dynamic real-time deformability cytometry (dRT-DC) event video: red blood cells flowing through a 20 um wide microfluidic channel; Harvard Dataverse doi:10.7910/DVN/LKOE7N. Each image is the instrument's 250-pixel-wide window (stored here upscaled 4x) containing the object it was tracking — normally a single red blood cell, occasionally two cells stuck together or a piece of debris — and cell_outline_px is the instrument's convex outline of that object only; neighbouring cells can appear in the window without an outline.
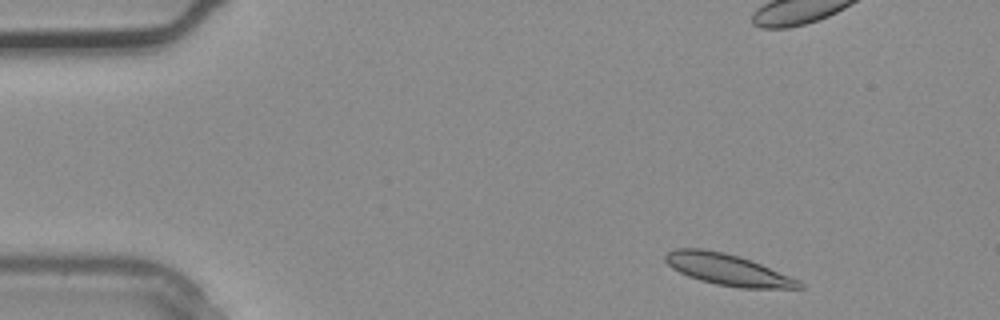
{"species": "common noctule bat (a hibernating species)", "species_latin": "Nyctalus noctula", "temperature_condition": "warm", "stored_images_in_passage": 3, "camera_frame_rate_fps": 3000, "um_per_image_px": 0.085, "animal": {"sex": "male", "body_mass_g": 20.4}, "frame": {"image": 1, "passage_image": 1, "time_ms": 0.0, "image_size_px": [1000, 320], "cell_outline_px": [[804, 288], [740, 288], [716, 284], [700, 280], [688, 276], [672, 268], [664, 260], [664, 256], [668, 252], [676, 248], [704, 248], [724, 252], [760, 264], [788, 276], [804, 284]], "centroid_in_image_um": [61.79, 22.91], "position_along_channel_um": 23.2, "area_um2": 23.99}}
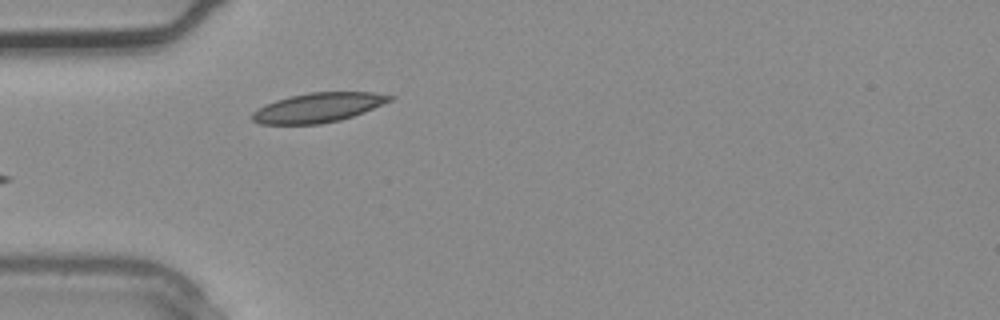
{"frame": {"image": 2, "passage_image": 3, "time_ms": 0.667, "image_size_px": [1000, 320], "cell_outline_px": [[396, 96], [392, 100], [364, 112], [340, 120], [320, 124], [260, 124], [252, 120], [252, 112], [276, 100], [292, 96], [312, 92], [372, 92]], "centroid_in_image_um": [27.07, 9.15], "position_along_channel_um": 57.9, "area_um2": 23.35}}